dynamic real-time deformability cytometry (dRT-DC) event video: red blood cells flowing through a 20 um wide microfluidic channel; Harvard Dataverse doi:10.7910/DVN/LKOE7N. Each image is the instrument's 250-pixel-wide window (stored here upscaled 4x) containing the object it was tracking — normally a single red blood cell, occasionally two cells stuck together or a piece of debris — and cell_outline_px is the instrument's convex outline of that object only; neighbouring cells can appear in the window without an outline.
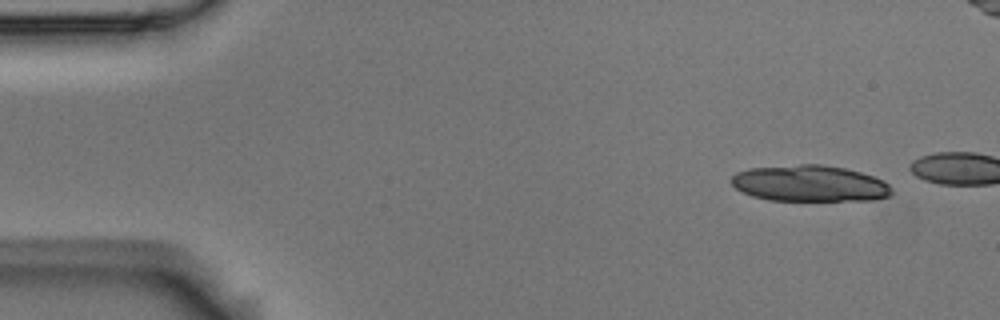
{"species": "Egyptian fruit bat (a non-hibernating species)", "species_latin": "Rousettus aegyptiacus", "temperature_condition": "room temperature", "stored_images_in_passage": 4, "camera_frame_rate_fps": 3000, "um_per_image_px": 0.085, "animal": {"sex": "male"}, "frame": {"image": 1, "passage_image": 1, "time_ms": 0.0, "image_size_px": [1000, 320], "cell_outline_px": [[892, 192], [888, 196], [872, 200], [768, 200], [752, 196], [736, 188], [728, 180], [736, 172], [748, 168], [800, 164], [824, 164], [844, 168], [860, 172], [884, 180], [892, 188]], "centroid_in_image_um": [68.8, 15.58], "position_along_channel_um": 16.2, "area_um2": 33.99}}